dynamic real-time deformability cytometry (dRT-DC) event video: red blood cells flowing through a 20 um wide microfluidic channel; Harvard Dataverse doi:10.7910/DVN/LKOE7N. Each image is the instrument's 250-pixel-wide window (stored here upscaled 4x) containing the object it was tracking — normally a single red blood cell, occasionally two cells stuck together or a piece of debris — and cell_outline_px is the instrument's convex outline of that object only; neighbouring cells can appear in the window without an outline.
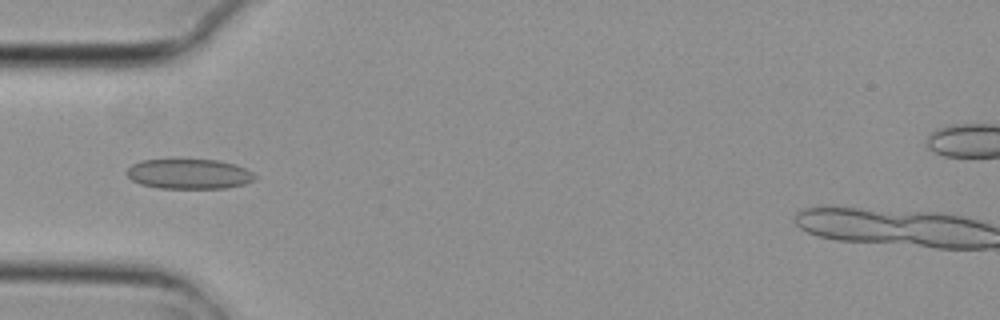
{"species": "common noctule bat (a hibernating species)", "species_latin": "Nyctalus noctula", "temperature_condition": "cold", "stored_images_in_passage": 7, "camera_frame_rate_fps": 3000, "um_per_image_px": 0.085, "animal": {"sex": "female", "body_mass_g": 29.2, "forearm_length_mm": 56.3}, "frame": {"image": 1, "passage_image": 4, "time_ms": 1.0, "image_size_px": [1000, 320], "cell_outline_px": [[256, 176], [252, 180], [244, 184], [228, 188], [160, 188], [140, 184], [132, 180], [124, 172], [132, 164], [140, 160], [216, 160], [236, 164], [252, 172]], "centroid_in_image_um": [16.04, 14.79], "position_along_channel_um": 69.0, "area_um2": 22.31}}
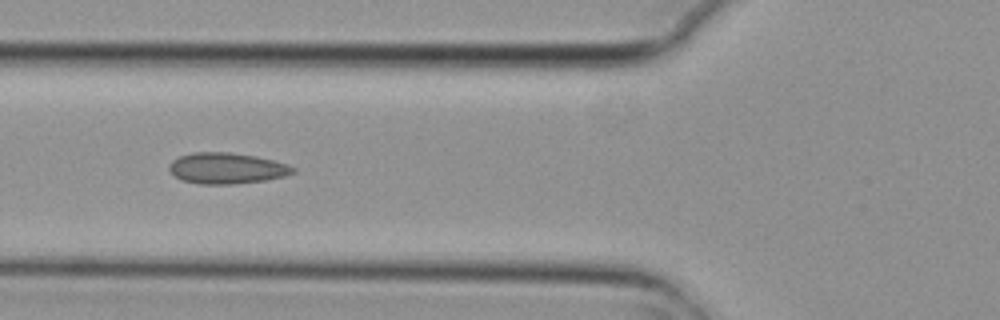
{"frame": {"image": 2, "passage_image": 5, "time_ms": 1.333, "image_size_px": [1000, 320], "cell_outline_px": [[296, 172], [284, 176], [264, 180], [232, 184], [200, 184], [180, 180], [168, 168], [168, 164], [172, 160], [180, 156], [192, 152], [228, 152], [256, 156], [288, 164], [296, 168]], "centroid_in_image_um": [19.26, 14.3], "position_along_channel_um": 106.5, "area_um2": 22.37}}
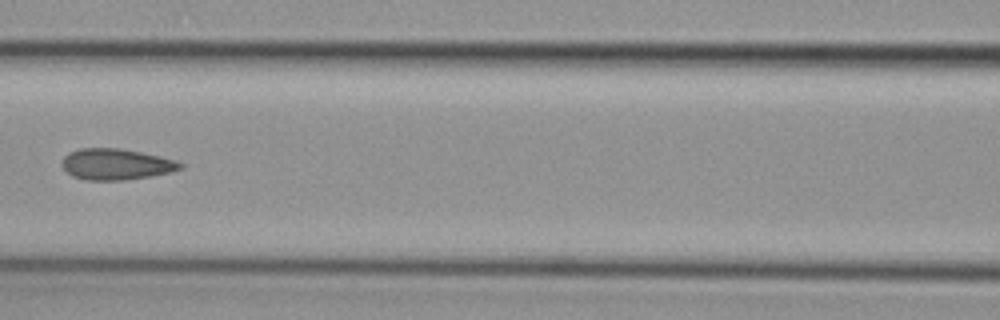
{"frame": {"image": 3, "passage_image": 6, "time_ms": 1.667, "image_size_px": [1000, 320], "cell_outline_px": [[184, 168], [168, 172], [148, 176], [124, 180], [84, 180], [72, 176], [60, 164], [64, 156], [68, 152], [80, 148], [120, 148], [160, 156], [176, 160], [184, 164]], "centroid_in_image_um": [9.84, 13.95], "position_along_channel_um": 156.8, "area_um2": 21.44}}